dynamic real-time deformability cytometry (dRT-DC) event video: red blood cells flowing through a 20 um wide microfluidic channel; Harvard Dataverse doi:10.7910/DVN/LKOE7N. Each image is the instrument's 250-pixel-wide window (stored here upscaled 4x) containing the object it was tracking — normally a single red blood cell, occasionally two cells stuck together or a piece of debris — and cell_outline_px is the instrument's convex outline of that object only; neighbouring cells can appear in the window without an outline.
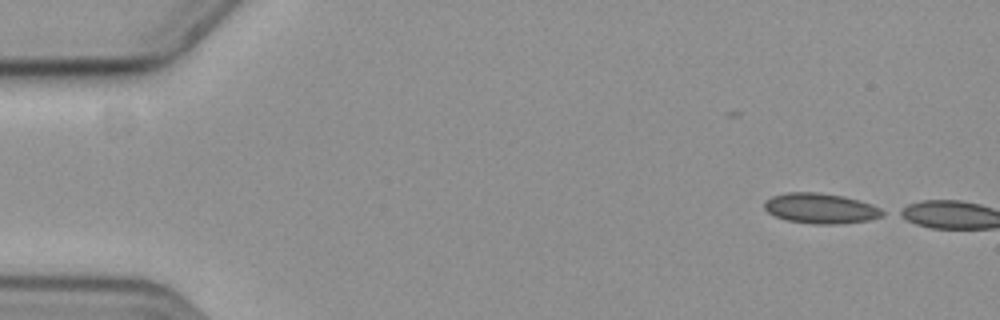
{"species": "common noctule bat (a hibernating species)", "species_latin": "Nyctalus noctula", "temperature_condition": "cold", "stored_images_in_passage": 3, "camera_frame_rate_fps": 3000, "um_per_image_px": 0.085, "animal": {"sex": "female", "body_mass_g": 19.3, "forearm_length_mm": 54.1}, "frame": {"image": 1, "passage_image": 1, "time_ms": 0.0, "image_size_px": [1000, 320], "cell_outline_px": [[888, 212], [884, 216], [868, 220], [836, 224], [816, 224], [788, 220], [776, 216], [768, 212], [764, 208], [764, 200], [772, 196], [788, 192], [816, 192], [844, 196], [872, 204]], "centroid_in_image_um": [69.78, 17.7], "position_along_channel_um": 15.2, "area_um2": 20.87}}